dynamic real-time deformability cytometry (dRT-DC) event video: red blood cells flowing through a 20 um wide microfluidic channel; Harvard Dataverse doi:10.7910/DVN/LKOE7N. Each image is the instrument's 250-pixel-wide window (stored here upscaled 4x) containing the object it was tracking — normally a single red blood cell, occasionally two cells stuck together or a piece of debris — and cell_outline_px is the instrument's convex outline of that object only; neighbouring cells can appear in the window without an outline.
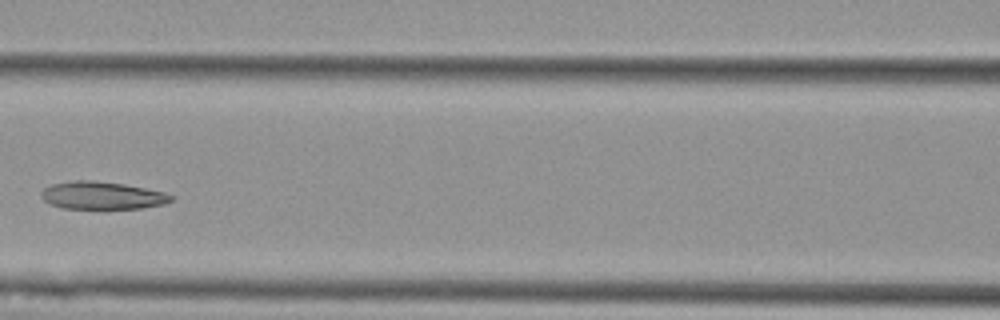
{"species": "Egyptian fruit bat (a non-hibernating species)", "species_latin": "Rousettus aegyptiacus", "temperature_condition": "cold", "stored_images_in_passage": 7, "camera_frame_rate_fps": 3000, "um_per_image_px": 0.085, "animal": {"sex": "female"}, "frame": {"image": 1, "passage_image": 5, "time_ms": 5.333, "image_size_px": [1000, 320], "cell_outline_px": [[176, 196], [172, 200], [164, 204], [140, 208], [104, 212], [60, 208], [48, 204], [40, 196], [40, 192], [44, 188], [52, 184], [76, 180], [88, 180], [124, 184], [164, 192]], "centroid_in_image_um": [8.65, 16.68], "position_along_channel_um": 157.9, "area_um2": 22.02}}
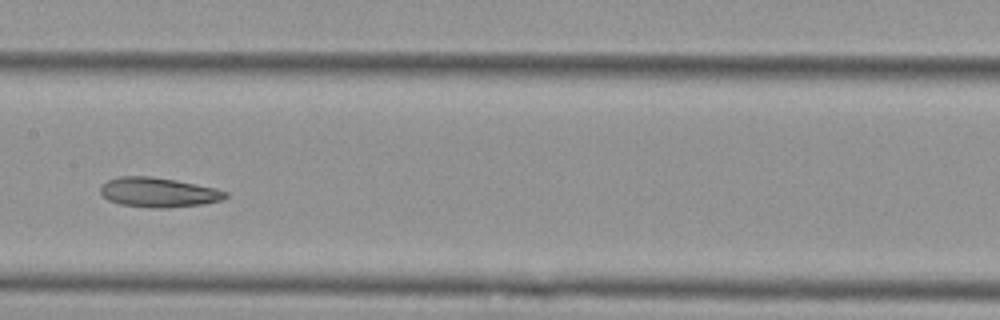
{"frame": {"image": 2, "passage_image": 6, "time_ms": 6.333, "image_size_px": [1000, 320], "cell_outline_px": [[228, 196], [224, 200], [204, 204], [168, 208], [152, 208], [120, 204], [108, 200], [100, 192], [100, 184], [108, 180], [120, 176], [152, 176], [176, 180], [216, 188], [228, 192]], "centroid_in_image_um": [13.48, 16.35], "position_along_channel_um": 193.9, "area_um2": 21.85}}
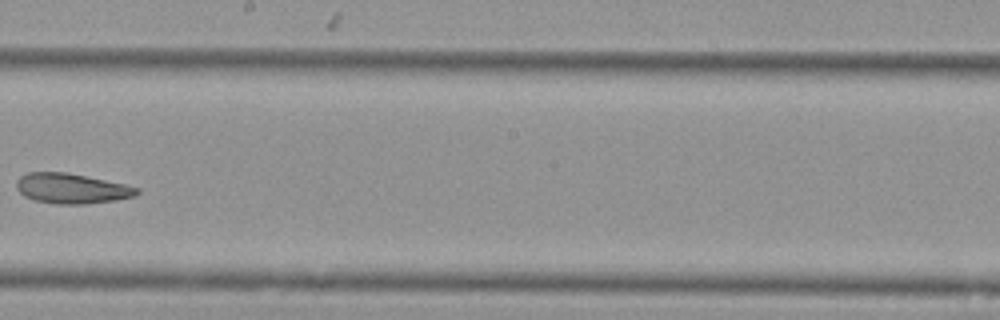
{"frame": {"image": 3, "passage_image": 7, "time_ms": 7.667, "image_size_px": [1000, 320], "cell_outline_px": [[140, 192], [136, 196], [116, 200], [84, 204], [52, 204], [36, 200], [24, 196], [16, 188], [16, 180], [20, 176], [28, 172], [64, 172], [124, 184], [140, 188]], "centroid_in_image_um": [6.08, 16.03], "position_along_channel_um": 242.1, "area_um2": 21.1}}